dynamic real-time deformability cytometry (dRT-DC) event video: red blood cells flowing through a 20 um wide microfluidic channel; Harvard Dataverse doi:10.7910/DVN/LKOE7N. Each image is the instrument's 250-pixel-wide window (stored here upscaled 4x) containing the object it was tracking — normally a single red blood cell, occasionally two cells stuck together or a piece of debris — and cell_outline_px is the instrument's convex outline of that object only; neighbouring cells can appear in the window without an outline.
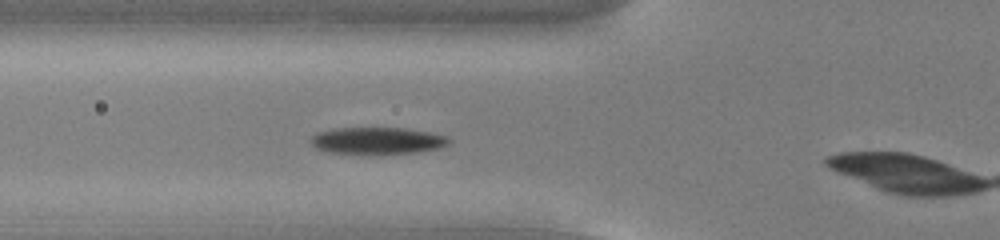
{"species": "common noctule bat (a hibernating species)", "species_latin": "Nyctalus noctula", "temperature_condition": "cold", "stored_images_in_passage": 10, "camera_frame_rate_fps": 3000, "um_per_image_px": 0.085, "animal": {"sex": "male", "body_mass_g": 13.0, "forearm_length_mm": 53.1}, "frame": {"image": 1, "passage_image": 9, "time_ms": 2.667, "image_size_px": [1000, 240], "cell_outline_px": [[452, 140], [448, 144], [436, 148], [416, 152], [328, 152], [316, 148], [308, 140], [316, 132], [336, 128], [404, 128], [428, 132], [448, 136]], "centroid_in_image_um": [32.05, 11.92], "position_along_channel_um": 93.8, "area_um2": 20.98}}